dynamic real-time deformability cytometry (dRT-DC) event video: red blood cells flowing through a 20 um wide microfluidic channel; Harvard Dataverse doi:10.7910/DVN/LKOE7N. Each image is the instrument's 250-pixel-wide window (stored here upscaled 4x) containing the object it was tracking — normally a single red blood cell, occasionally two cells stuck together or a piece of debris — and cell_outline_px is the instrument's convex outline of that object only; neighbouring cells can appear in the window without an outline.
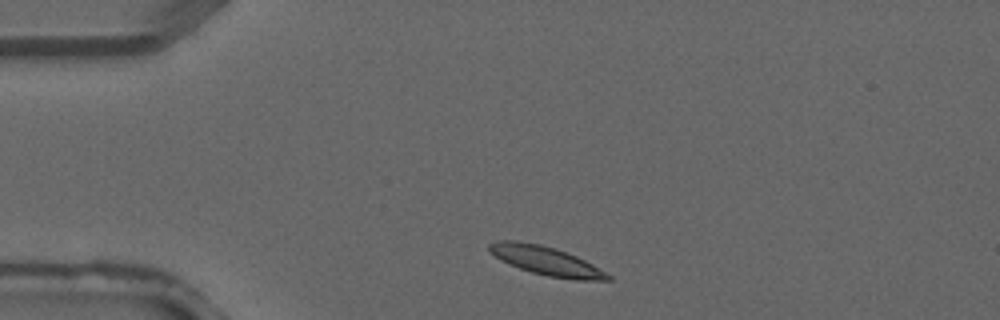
{"species": "common noctule bat (a hibernating species)", "species_latin": "Nyctalus noctula", "temperature_condition": "warm", "stored_images_in_passage": 2, "camera_frame_rate_fps": 3000, "um_per_image_px": 0.085, "animal": {"sex": "male", "forearm_length_mm": 52.5}, "frame": {"image": 1, "passage_image": 1, "time_ms": 0.0, "image_size_px": [1000, 320], "cell_outline_px": [[612, 280], [572, 280], [548, 276], [532, 272], [508, 264], [500, 260], [488, 252], [488, 244], [496, 240], [516, 240], [540, 244], [576, 256], [592, 264], [612, 276]], "centroid_in_image_um": [46.37, 22.16], "position_along_channel_um": 38.6, "area_um2": 19.88}}